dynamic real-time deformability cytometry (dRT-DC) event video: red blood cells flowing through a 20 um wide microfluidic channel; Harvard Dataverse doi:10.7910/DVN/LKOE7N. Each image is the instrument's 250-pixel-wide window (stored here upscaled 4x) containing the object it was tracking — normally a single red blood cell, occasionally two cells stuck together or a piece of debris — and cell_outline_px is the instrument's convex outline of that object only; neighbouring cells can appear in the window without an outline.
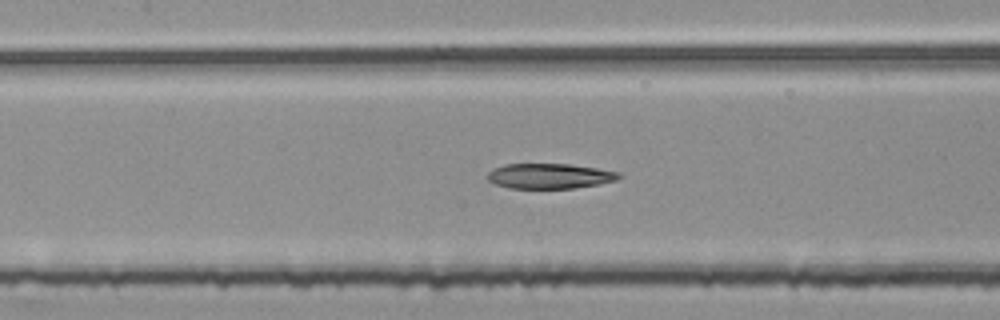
{"species": "common noctule bat (a hibernating species)", "species_latin": "Nyctalus noctula", "temperature_condition": "room temperature", "stored_images_in_passage": 55, "segment_of_instrument_passage": [2, 3], "camera_frame_rate_fps": 3000, "um_per_image_px": 0.085, "animal": {"sex": "female", "body_mass_g": 25.1}, "frame": {"image": 1, "passage_image": 25, "time_ms": 8.0, "image_size_px": [1000, 320], "cell_outline_px": [[624, 176], [616, 180], [600, 184], [576, 188], [508, 188], [496, 184], [488, 180], [488, 172], [492, 168], [504, 164], [568, 164], [596, 168], [620, 172]], "centroid_in_image_um": [46.74, 14.96], "position_along_channel_um": 160.7, "area_um2": 19.36}}
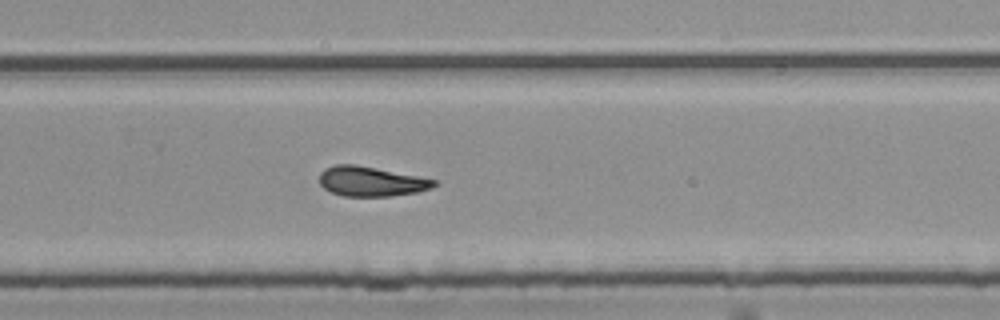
{"frame": {"image": 2, "passage_image": 36, "time_ms": 11.667, "image_size_px": [1000, 320], "cell_outline_px": [[440, 184], [432, 188], [416, 192], [388, 196], [344, 196], [332, 192], [324, 188], [320, 184], [320, 172], [324, 168], [336, 164], [356, 164], [436, 180]], "centroid_in_image_um": [31.53, 15.41], "position_along_channel_um": 298.3, "area_um2": 19.77}}
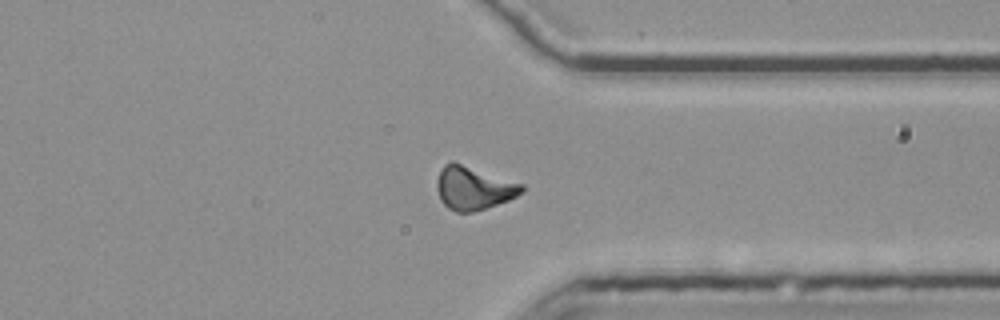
{"frame": {"image": 3, "passage_image": 42, "time_ms": 13.667, "image_size_px": [1000, 320], "cell_outline_px": [[524, 192], [508, 200], [472, 212], [456, 212], [448, 208], [440, 200], [436, 188], [436, 180], [444, 164], [452, 160], [524, 184]], "centroid_in_image_um": [40.23, 15.97], "position_along_channel_um": 371.2, "area_um2": 21.5}}